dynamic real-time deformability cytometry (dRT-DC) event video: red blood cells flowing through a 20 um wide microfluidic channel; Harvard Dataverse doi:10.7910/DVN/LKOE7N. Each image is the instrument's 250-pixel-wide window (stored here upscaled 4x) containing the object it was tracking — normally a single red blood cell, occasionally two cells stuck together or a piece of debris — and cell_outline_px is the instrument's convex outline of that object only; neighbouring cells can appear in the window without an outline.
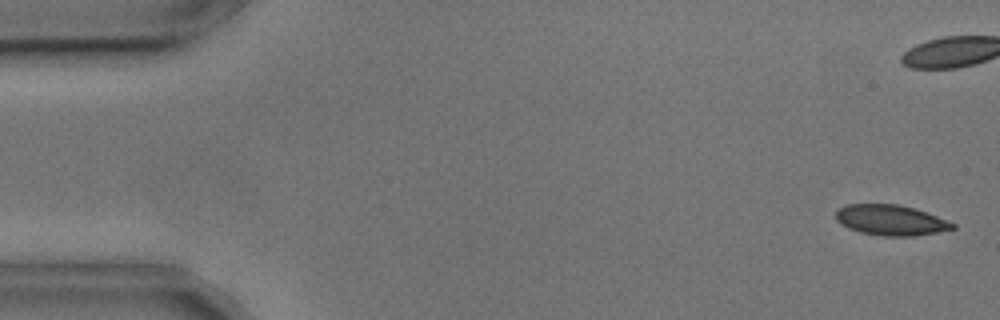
{"species": "common noctule bat (a hibernating species)", "species_latin": "Nyctalus noctula", "temperature_condition": "cold", "stored_images_in_passage": 4, "camera_frame_rate_fps": 3000, "um_per_image_px": 0.085, "animal": {"sex": "male", "body_mass_g": 17.9, "forearm_length_mm": 54.2}, "frame": {"image": 1, "passage_image": 1, "time_ms": 0.0, "image_size_px": [1000, 320], "cell_outline_px": [[956, 228], [936, 232], [912, 236], [884, 236], [860, 232], [848, 228], [840, 224], [836, 220], [836, 208], [844, 204], [896, 204], [916, 208], [956, 224]], "centroid_in_image_um": [75.67, 18.7], "position_along_channel_um": 9.3, "area_um2": 20.81}}